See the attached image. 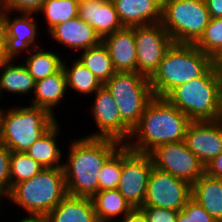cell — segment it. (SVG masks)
<instances>
[{
	"mask_svg": "<svg viewBox=\"0 0 222 222\" xmlns=\"http://www.w3.org/2000/svg\"><path fill=\"white\" fill-rule=\"evenodd\" d=\"M63 161L67 193L92 198L98 192V174L105 161L122 145L110 138L84 137L69 144Z\"/></svg>",
	"mask_w": 222,
	"mask_h": 222,
	"instance_id": "cell-1",
	"label": "cell"
},
{
	"mask_svg": "<svg viewBox=\"0 0 222 222\" xmlns=\"http://www.w3.org/2000/svg\"><path fill=\"white\" fill-rule=\"evenodd\" d=\"M190 122L188 116L166 98L154 97L125 144L132 151L149 154L161 144L183 141Z\"/></svg>",
	"mask_w": 222,
	"mask_h": 222,
	"instance_id": "cell-2",
	"label": "cell"
},
{
	"mask_svg": "<svg viewBox=\"0 0 222 222\" xmlns=\"http://www.w3.org/2000/svg\"><path fill=\"white\" fill-rule=\"evenodd\" d=\"M213 65L214 59L194 44L173 43L149 78L154 97L165 98L177 86L203 76Z\"/></svg>",
	"mask_w": 222,
	"mask_h": 222,
	"instance_id": "cell-3",
	"label": "cell"
},
{
	"mask_svg": "<svg viewBox=\"0 0 222 222\" xmlns=\"http://www.w3.org/2000/svg\"><path fill=\"white\" fill-rule=\"evenodd\" d=\"M191 121L222 119V75L213 65L203 76L174 88L166 97Z\"/></svg>",
	"mask_w": 222,
	"mask_h": 222,
	"instance_id": "cell-4",
	"label": "cell"
},
{
	"mask_svg": "<svg viewBox=\"0 0 222 222\" xmlns=\"http://www.w3.org/2000/svg\"><path fill=\"white\" fill-rule=\"evenodd\" d=\"M63 168H43L29 180L16 184L6 196L28 215H47L67 195Z\"/></svg>",
	"mask_w": 222,
	"mask_h": 222,
	"instance_id": "cell-5",
	"label": "cell"
},
{
	"mask_svg": "<svg viewBox=\"0 0 222 222\" xmlns=\"http://www.w3.org/2000/svg\"><path fill=\"white\" fill-rule=\"evenodd\" d=\"M56 122L43 108L10 107L0 114V142L11 151L26 153Z\"/></svg>",
	"mask_w": 222,
	"mask_h": 222,
	"instance_id": "cell-6",
	"label": "cell"
},
{
	"mask_svg": "<svg viewBox=\"0 0 222 222\" xmlns=\"http://www.w3.org/2000/svg\"><path fill=\"white\" fill-rule=\"evenodd\" d=\"M210 20L205 0H162L160 23L174 43L195 44Z\"/></svg>",
	"mask_w": 222,
	"mask_h": 222,
	"instance_id": "cell-7",
	"label": "cell"
},
{
	"mask_svg": "<svg viewBox=\"0 0 222 222\" xmlns=\"http://www.w3.org/2000/svg\"><path fill=\"white\" fill-rule=\"evenodd\" d=\"M104 86L116 101L121 119L133 129L154 98L149 78L138 72H116Z\"/></svg>",
	"mask_w": 222,
	"mask_h": 222,
	"instance_id": "cell-8",
	"label": "cell"
},
{
	"mask_svg": "<svg viewBox=\"0 0 222 222\" xmlns=\"http://www.w3.org/2000/svg\"><path fill=\"white\" fill-rule=\"evenodd\" d=\"M153 167L150 154L132 151L122 144V171L117 189L133 208H141L144 204Z\"/></svg>",
	"mask_w": 222,
	"mask_h": 222,
	"instance_id": "cell-9",
	"label": "cell"
},
{
	"mask_svg": "<svg viewBox=\"0 0 222 222\" xmlns=\"http://www.w3.org/2000/svg\"><path fill=\"white\" fill-rule=\"evenodd\" d=\"M154 167L193 185L205 173V165L184 140L157 146L150 153Z\"/></svg>",
	"mask_w": 222,
	"mask_h": 222,
	"instance_id": "cell-10",
	"label": "cell"
},
{
	"mask_svg": "<svg viewBox=\"0 0 222 222\" xmlns=\"http://www.w3.org/2000/svg\"><path fill=\"white\" fill-rule=\"evenodd\" d=\"M134 36L137 72L150 78L174 42L161 23L134 26Z\"/></svg>",
	"mask_w": 222,
	"mask_h": 222,
	"instance_id": "cell-11",
	"label": "cell"
},
{
	"mask_svg": "<svg viewBox=\"0 0 222 222\" xmlns=\"http://www.w3.org/2000/svg\"><path fill=\"white\" fill-rule=\"evenodd\" d=\"M192 185L153 167L143 206L180 211L191 198Z\"/></svg>",
	"mask_w": 222,
	"mask_h": 222,
	"instance_id": "cell-12",
	"label": "cell"
},
{
	"mask_svg": "<svg viewBox=\"0 0 222 222\" xmlns=\"http://www.w3.org/2000/svg\"><path fill=\"white\" fill-rule=\"evenodd\" d=\"M94 100L90 109L100 131L85 137L110 138L125 144L131 136L132 129L121 119L116 101L104 85L95 92Z\"/></svg>",
	"mask_w": 222,
	"mask_h": 222,
	"instance_id": "cell-13",
	"label": "cell"
},
{
	"mask_svg": "<svg viewBox=\"0 0 222 222\" xmlns=\"http://www.w3.org/2000/svg\"><path fill=\"white\" fill-rule=\"evenodd\" d=\"M33 15L34 13H20L12 19L9 11L3 15L0 24L3 28L4 54L7 60L14 61L24 50L30 52L40 46L38 42L35 43L39 30Z\"/></svg>",
	"mask_w": 222,
	"mask_h": 222,
	"instance_id": "cell-14",
	"label": "cell"
},
{
	"mask_svg": "<svg viewBox=\"0 0 222 222\" xmlns=\"http://www.w3.org/2000/svg\"><path fill=\"white\" fill-rule=\"evenodd\" d=\"M184 142L206 165L222 152V119L191 121L186 129Z\"/></svg>",
	"mask_w": 222,
	"mask_h": 222,
	"instance_id": "cell-15",
	"label": "cell"
},
{
	"mask_svg": "<svg viewBox=\"0 0 222 222\" xmlns=\"http://www.w3.org/2000/svg\"><path fill=\"white\" fill-rule=\"evenodd\" d=\"M78 17L90 24L101 40L123 28L112 0H80Z\"/></svg>",
	"mask_w": 222,
	"mask_h": 222,
	"instance_id": "cell-16",
	"label": "cell"
},
{
	"mask_svg": "<svg viewBox=\"0 0 222 222\" xmlns=\"http://www.w3.org/2000/svg\"><path fill=\"white\" fill-rule=\"evenodd\" d=\"M102 42L108 49L116 72H137L134 27H123L104 37Z\"/></svg>",
	"mask_w": 222,
	"mask_h": 222,
	"instance_id": "cell-17",
	"label": "cell"
},
{
	"mask_svg": "<svg viewBox=\"0 0 222 222\" xmlns=\"http://www.w3.org/2000/svg\"><path fill=\"white\" fill-rule=\"evenodd\" d=\"M123 27L160 23L162 0H112Z\"/></svg>",
	"mask_w": 222,
	"mask_h": 222,
	"instance_id": "cell-18",
	"label": "cell"
},
{
	"mask_svg": "<svg viewBox=\"0 0 222 222\" xmlns=\"http://www.w3.org/2000/svg\"><path fill=\"white\" fill-rule=\"evenodd\" d=\"M48 32L53 40L77 51L86 50L102 41L94 28L79 17L57 24Z\"/></svg>",
	"mask_w": 222,
	"mask_h": 222,
	"instance_id": "cell-19",
	"label": "cell"
},
{
	"mask_svg": "<svg viewBox=\"0 0 222 222\" xmlns=\"http://www.w3.org/2000/svg\"><path fill=\"white\" fill-rule=\"evenodd\" d=\"M46 216L49 222H99L90 197L69 194Z\"/></svg>",
	"mask_w": 222,
	"mask_h": 222,
	"instance_id": "cell-20",
	"label": "cell"
},
{
	"mask_svg": "<svg viewBox=\"0 0 222 222\" xmlns=\"http://www.w3.org/2000/svg\"><path fill=\"white\" fill-rule=\"evenodd\" d=\"M66 92H68L67 79L62 68L59 72L35 82L31 106L43 108L55 117L53 107L62 103L61 100H64Z\"/></svg>",
	"mask_w": 222,
	"mask_h": 222,
	"instance_id": "cell-21",
	"label": "cell"
},
{
	"mask_svg": "<svg viewBox=\"0 0 222 222\" xmlns=\"http://www.w3.org/2000/svg\"><path fill=\"white\" fill-rule=\"evenodd\" d=\"M191 197L217 222H222V179L204 173L192 185Z\"/></svg>",
	"mask_w": 222,
	"mask_h": 222,
	"instance_id": "cell-22",
	"label": "cell"
},
{
	"mask_svg": "<svg viewBox=\"0 0 222 222\" xmlns=\"http://www.w3.org/2000/svg\"><path fill=\"white\" fill-rule=\"evenodd\" d=\"M58 121L41 136L28 150L27 154L34 158L43 168H63L62 153L57 146L59 135Z\"/></svg>",
	"mask_w": 222,
	"mask_h": 222,
	"instance_id": "cell-23",
	"label": "cell"
},
{
	"mask_svg": "<svg viewBox=\"0 0 222 222\" xmlns=\"http://www.w3.org/2000/svg\"><path fill=\"white\" fill-rule=\"evenodd\" d=\"M91 199L99 222H113L133 209L117 188L98 191Z\"/></svg>",
	"mask_w": 222,
	"mask_h": 222,
	"instance_id": "cell-24",
	"label": "cell"
},
{
	"mask_svg": "<svg viewBox=\"0 0 222 222\" xmlns=\"http://www.w3.org/2000/svg\"><path fill=\"white\" fill-rule=\"evenodd\" d=\"M7 60L0 68V88L16 94L31 93L35 90V80L23 64H12Z\"/></svg>",
	"mask_w": 222,
	"mask_h": 222,
	"instance_id": "cell-25",
	"label": "cell"
},
{
	"mask_svg": "<svg viewBox=\"0 0 222 222\" xmlns=\"http://www.w3.org/2000/svg\"><path fill=\"white\" fill-rule=\"evenodd\" d=\"M77 60L88 68L102 85L116 73L108 49L102 41L96 46L83 50Z\"/></svg>",
	"mask_w": 222,
	"mask_h": 222,
	"instance_id": "cell-26",
	"label": "cell"
},
{
	"mask_svg": "<svg viewBox=\"0 0 222 222\" xmlns=\"http://www.w3.org/2000/svg\"><path fill=\"white\" fill-rule=\"evenodd\" d=\"M27 54L24 65L34 80L44 79L59 72L63 68V60L57 53L44 51L42 47H37Z\"/></svg>",
	"mask_w": 222,
	"mask_h": 222,
	"instance_id": "cell-27",
	"label": "cell"
},
{
	"mask_svg": "<svg viewBox=\"0 0 222 222\" xmlns=\"http://www.w3.org/2000/svg\"><path fill=\"white\" fill-rule=\"evenodd\" d=\"M66 64L67 60L63 61L68 90L72 89L79 94L90 95L102 86L95 75L77 59L72 61L71 67Z\"/></svg>",
	"mask_w": 222,
	"mask_h": 222,
	"instance_id": "cell-28",
	"label": "cell"
},
{
	"mask_svg": "<svg viewBox=\"0 0 222 222\" xmlns=\"http://www.w3.org/2000/svg\"><path fill=\"white\" fill-rule=\"evenodd\" d=\"M79 1L45 0L38 13H44L48 31L55 25L78 17Z\"/></svg>",
	"mask_w": 222,
	"mask_h": 222,
	"instance_id": "cell-29",
	"label": "cell"
},
{
	"mask_svg": "<svg viewBox=\"0 0 222 222\" xmlns=\"http://www.w3.org/2000/svg\"><path fill=\"white\" fill-rule=\"evenodd\" d=\"M10 191L18 183L31 179L43 167L27 153L11 151L10 154Z\"/></svg>",
	"mask_w": 222,
	"mask_h": 222,
	"instance_id": "cell-30",
	"label": "cell"
},
{
	"mask_svg": "<svg viewBox=\"0 0 222 222\" xmlns=\"http://www.w3.org/2000/svg\"><path fill=\"white\" fill-rule=\"evenodd\" d=\"M194 45L215 59L222 52V18H211L204 33Z\"/></svg>",
	"mask_w": 222,
	"mask_h": 222,
	"instance_id": "cell-31",
	"label": "cell"
},
{
	"mask_svg": "<svg viewBox=\"0 0 222 222\" xmlns=\"http://www.w3.org/2000/svg\"><path fill=\"white\" fill-rule=\"evenodd\" d=\"M122 171V145L105 161L98 174V191L118 188Z\"/></svg>",
	"mask_w": 222,
	"mask_h": 222,
	"instance_id": "cell-32",
	"label": "cell"
},
{
	"mask_svg": "<svg viewBox=\"0 0 222 222\" xmlns=\"http://www.w3.org/2000/svg\"><path fill=\"white\" fill-rule=\"evenodd\" d=\"M177 222H217L196 200L192 197L178 212Z\"/></svg>",
	"mask_w": 222,
	"mask_h": 222,
	"instance_id": "cell-33",
	"label": "cell"
},
{
	"mask_svg": "<svg viewBox=\"0 0 222 222\" xmlns=\"http://www.w3.org/2000/svg\"><path fill=\"white\" fill-rule=\"evenodd\" d=\"M10 154L11 150L0 142V191L5 196L10 193Z\"/></svg>",
	"mask_w": 222,
	"mask_h": 222,
	"instance_id": "cell-34",
	"label": "cell"
},
{
	"mask_svg": "<svg viewBox=\"0 0 222 222\" xmlns=\"http://www.w3.org/2000/svg\"><path fill=\"white\" fill-rule=\"evenodd\" d=\"M141 209L149 222H177L179 211L155 206H142Z\"/></svg>",
	"mask_w": 222,
	"mask_h": 222,
	"instance_id": "cell-35",
	"label": "cell"
},
{
	"mask_svg": "<svg viewBox=\"0 0 222 222\" xmlns=\"http://www.w3.org/2000/svg\"><path fill=\"white\" fill-rule=\"evenodd\" d=\"M7 11L18 13H38L45 0H4Z\"/></svg>",
	"mask_w": 222,
	"mask_h": 222,
	"instance_id": "cell-36",
	"label": "cell"
},
{
	"mask_svg": "<svg viewBox=\"0 0 222 222\" xmlns=\"http://www.w3.org/2000/svg\"><path fill=\"white\" fill-rule=\"evenodd\" d=\"M205 173L211 177L222 179V152L205 165Z\"/></svg>",
	"mask_w": 222,
	"mask_h": 222,
	"instance_id": "cell-37",
	"label": "cell"
},
{
	"mask_svg": "<svg viewBox=\"0 0 222 222\" xmlns=\"http://www.w3.org/2000/svg\"><path fill=\"white\" fill-rule=\"evenodd\" d=\"M122 218L121 222H149L141 208H133Z\"/></svg>",
	"mask_w": 222,
	"mask_h": 222,
	"instance_id": "cell-38",
	"label": "cell"
},
{
	"mask_svg": "<svg viewBox=\"0 0 222 222\" xmlns=\"http://www.w3.org/2000/svg\"><path fill=\"white\" fill-rule=\"evenodd\" d=\"M211 18H222V0H205Z\"/></svg>",
	"mask_w": 222,
	"mask_h": 222,
	"instance_id": "cell-39",
	"label": "cell"
},
{
	"mask_svg": "<svg viewBox=\"0 0 222 222\" xmlns=\"http://www.w3.org/2000/svg\"><path fill=\"white\" fill-rule=\"evenodd\" d=\"M19 222H49V220L45 215H28Z\"/></svg>",
	"mask_w": 222,
	"mask_h": 222,
	"instance_id": "cell-40",
	"label": "cell"
},
{
	"mask_svg": "<svg viewBox=\"0 0 222 222\" xmlns=\"http://www.w3.org/2000/svg\"><path fill=\"white\" fill-rule=\"evenodd\" d=\"M7 61L4 54V37H3V28L0 24V68Z\"/></svg>",
	"mask_w": 222,
	"mask_h": 222,
	"instance_id": "cell-41",
	"label": "cell"
},
{
	"mask_svg": "<svg viewBox=\"0 0 222 222\" xmlns=\"http://www.w3.org/2000/svg\"><path fill=\"white\" fill-rule=\"evenodd\" d=\"M216 70L222 75V52L214 59Z\"/></svg>",
	"mask_w": 222,
	"mask_h": 222,
	"instance_id": "cell-42",
	"label": "cell"
},
{
	"mask_svg": "<svg viewBox=\"0 0 222 222\" xmlns=\"http://www.w3.org/2000/svg\"><path fill=\"white\" fill-rule=\"evenodd\" d=\"M7 12V7L4 0H0V21L3 15Z\"/></svg>",
	"mask_w": 222,
	"mask_h": 222,
	"instance_id": "cell-43",
	"label": "cell"
},
{
	"mask_svg": "<svg viewBox=\"0 0 222 222\" xmlns=\"http://www.w3.org/2000/svg\"><path fill=\"white\" fill-rule=\"evenodd\" d=\"M2 197L6 198V196L0 191V201H1V199H4ZM0 205H1V202H0Z\"/></svg>",
	"mask_w": 222,
	"mask_h": 222,
	"instance_id": "cell-44",
	"label": "cell"
},
{
	"mask_svg": "<svg viewBox=\"0 0 222 222\" xmlns=\"http://www.w3.org/2000/svg\"><path fill=\"white\" fill-rule=\"evenodd\" d=\"M1 93H2V92H1V88H0V99H1V97H2V96H1L2 94H1ZM4 110H6V109L0 108V114H1Z\"/></svg>",
	"mask_w": 222,
	"mask_h": 222,
	"instance_id": "cell-45",
	"label": "cell"
}]
</instances>
